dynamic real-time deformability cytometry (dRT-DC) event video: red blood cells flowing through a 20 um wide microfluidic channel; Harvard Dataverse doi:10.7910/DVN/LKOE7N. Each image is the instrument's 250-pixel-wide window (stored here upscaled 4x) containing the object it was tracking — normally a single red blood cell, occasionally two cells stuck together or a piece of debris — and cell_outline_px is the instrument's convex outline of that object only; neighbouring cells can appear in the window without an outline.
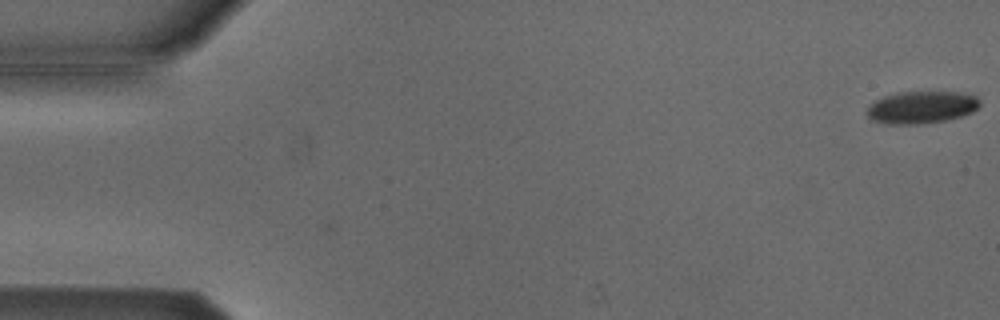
{"species": "Egyptian fruit bat (a non-hibernating species)", "species_latin": "Rousettus aegyptiacus", "temperature_condition": "cold", "stored_images_in_passage": 4, "camera_frame_rate_fps": 3000, "um_per_image_px": 0.085, "animal": {"sex": "male"}, "frame": {"image": 1, "passage_image": 4, "time_ms": 1.0, "image_size_px": [1000, 320], "cell_outline_px": [[980, 104], [972, 112], [964, 116], [944, 120], [920, 124], [888, 124], [872, 120], [864, 112], [868, 104], [884, 96], [900, 92], [956, 92], [976, 96], [980, 100]], "centroid_in_image_um": [78.29, 9.12], "position_along_channel_um": 6.7, "area_um2": 21.33}}